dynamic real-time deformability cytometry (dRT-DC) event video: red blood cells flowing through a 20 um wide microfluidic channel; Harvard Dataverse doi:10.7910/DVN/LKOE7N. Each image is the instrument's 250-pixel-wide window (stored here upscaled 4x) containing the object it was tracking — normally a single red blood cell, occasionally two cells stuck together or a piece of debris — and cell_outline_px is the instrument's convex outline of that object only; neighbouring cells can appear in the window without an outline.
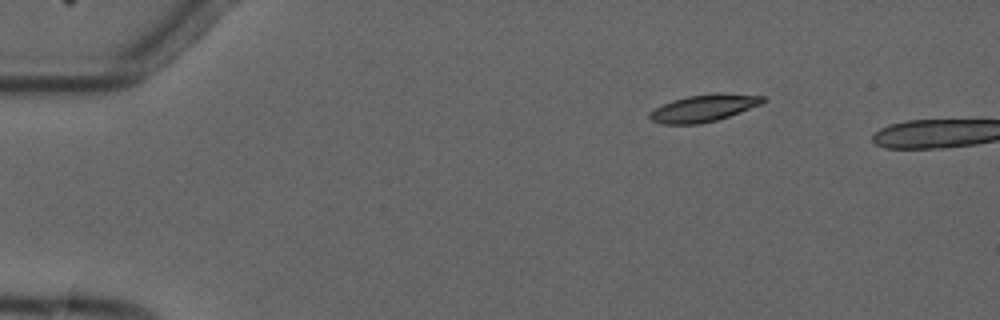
{"species": "common noctule bat (a hibernating species)", "species_latin": "Nyctalus noctula", "temperature_condition": "cold", "stored_images_in_passage": 2, "camera_frame_rate_fps": 3000, "um_per_image_px": 0.085, "animal": {"sex": "male", "forearm_length_mm": 52.5}, "frame": {"image": 1, "passage_image": 1, "time_ms": 0.0, "image_size_px": [1000, 320], "cell_outline_px": [[768, 100], [760, 104], [740, 112], [716, 120], [700, 124], [660, 124], [652, 120], [648, 116], [648, 112], [672, 100], [688, 96], [716, 92], [720, 92], [764, 96]], "centroid_in_image_um": [59.82, 9.18], "position_along_channel_um": 25.2, "area_um2": 17.92}}